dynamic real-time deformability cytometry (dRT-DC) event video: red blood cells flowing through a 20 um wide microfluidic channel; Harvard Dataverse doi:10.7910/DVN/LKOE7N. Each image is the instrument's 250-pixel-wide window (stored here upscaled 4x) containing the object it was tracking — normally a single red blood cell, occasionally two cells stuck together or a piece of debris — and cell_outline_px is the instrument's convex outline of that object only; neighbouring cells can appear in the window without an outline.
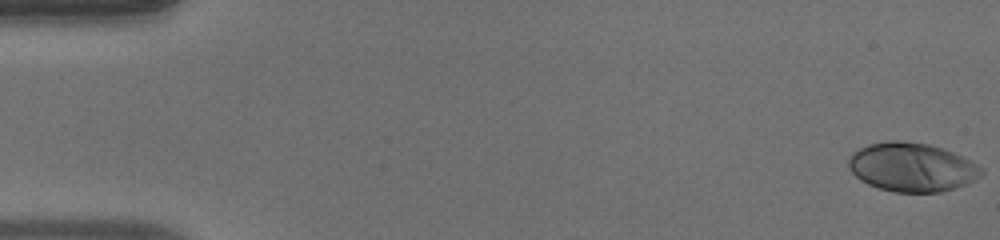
{"species": "human", "species_latin": "Homo sapiens", "temperature_condition": "warm", "stored_images_in_passage": 52, "camera_frame_rate_fps": 3000, "um_per_image_px": 0.085, "donor": {"sex": "male"}, "frame": {"image": 1, "passage_image": 1, "time_ms": 0.0, "image_size_px": [1000, 240], "cell_outline_px": [[984, 172], [976, 180], [956, 188], [940, 192], [896, 192], [880, 188], [868, 184], [860, 180], [848, 168], [848, 160], [852, 152], [868, 144], [888, 140], [900, 140], [928, 144], [952, 152], [984, 168]], "centroid_in_image_um": [77.5, 14.21], "position_along_channel_um": 7.5, "area_um2": 37.8}}
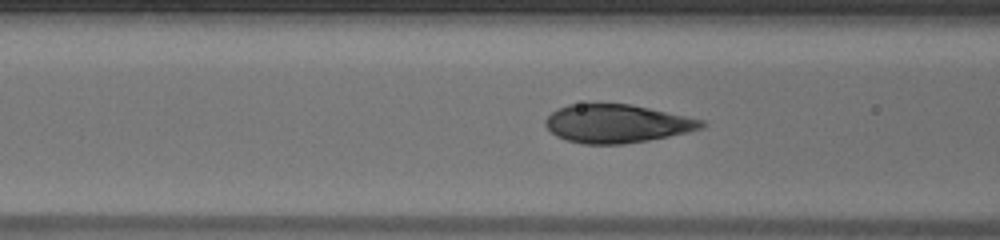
{"frame": {"image": 2, "passage_image": 21, "time_ms": 6.667, "image_size_px": [1000, 240], "cell_outline_px": [[708, 124], [700, 128], [688, 132], [648, 140], [624, 144], [584, 144], [568, 140], [556, 136], [544, 124], [544, 120], [556, 108], [568, 104], [628, 104], [648, 108], [704, 120]], "centroid_in_image_um": [52.41, 10.51], "position_along_channel_um": 114.2, "area_um2": 34.62}}
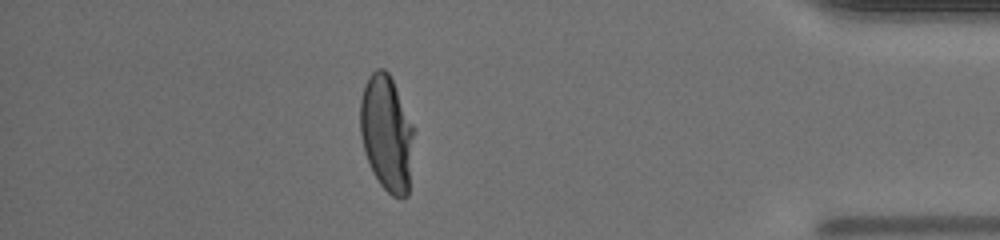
{"frame": {"image": 3, "passage_image": 46, "time_ms": 15.0, "image_size_px": [1000, 240], "cell_outline_px": [[416, 128], [408, 196], [392, 196], [380, 184], [372, 172], [364, 152], [360, 132], [360, 100], [364, 84], [368, 76], [376, 68], [384, 68], [388, 72]], "centroid_in_image_um": [32.89, 11.31], "position_along_channel_um": 402.3, "area_um2": 36.93}, "authors_computed_cell_mechanics": {"area_um2": 36.414, "velocity_mm_per_s": 3.94, "shape_relaxation_time_tau1_ms": 4.7689, "shape_relaxation_time_tau2_ms": null, "deformation_change_tau1": 0.2622, "deformation_change_tau2": null}}